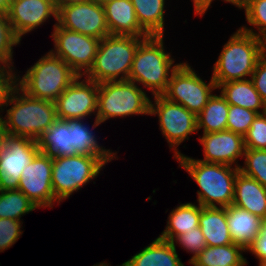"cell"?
I'll return each mask as SVG.
<instances>
[{"label":"cell","instance_id":"cell-25","mask_svg":"<svg viewBox=\"0 0 266 266\" xmlns=\"http://www.w3.org/2000/svg\"><path fill=\"white\" fill-rule=\"evenodd\" d=\"M83 121L84 119H70V145L74 146L79 154L97 156L105 164L114 158L116 160L117 152L100 146L95 132H92Z\"/></svg>","mask_w":266,"mask_h":266},{"label":"cell","instance_id":"cell-16","mask_svg":"<svg viewBox=\"0 0 266 266\" xmlns=\"http://www.w3.org/2000/svg\"><path fill=\"white\" fill-rule=\"evenodd\" d=\"M57 12L54 0H12L7 15L13 32L21 40L51 16L57 21Z\"/></svg>","mask_w":266,"mask_h":266},{"label":"cell","instance_id":"cell-46","mask_svg":"<svg viewBox=\"0 0 266 266\" xmlns=\"http://www.w3.org/2000/svg\"><path fill=\"white\" fill-rule=\"evenodd\" d=\"M93 1H95L96 3H98L101 6H104L105 4L112 2L114 0H93Z\"/></svg>","mask_w":266,"mask_h":266},{"label":"cell","instance_id":"cell-30","mask_svg":"<svg viewBox=\"0 0 266 266\" xmlns=\"http://www.w3.org/2000/svg\"><path fill=\"white\" fill-rule=\"evenodd\" d=\"M37 207L20 190H0V218H10L17 221L23 215L32 212Z\"/></svg>","mask_w":266,"mask_h":266},{"label":"cell","instance_id":"cell-4","mask_svg":"<svg viewBox=\"0 0 266 266\" xmlns=\"http://www.w3.org/2000/svg\"><path fill=\"white\" fill-rule=\"evenodd\" d=\"M8 106L11 107L6 109L4 122L9 136L37 140L57 119L55 102L31 97L19 87Z\"/></svg>","mask_w":266,"mask_h":266},{"label":"cell","instance_id":"cell-44","mask_svg":"<svg viewBox=\"0 0 266 266\" xmlns=\"http://www.w3.org/2000/svg\"><path fill=\"white\" fill-rule=\"evenodd\" d=\"M227 3H231L239 9H244L251 0H223Z\"/></svg>","mask_w":266,"mask_h":266},{"label":"cell","instance_id":"cell-43","mask_svg":"<svg viewBox=\"0 0 266 266\" xmlns=\"http://www.w3.org/2000/svg\"><path fill=\"white\" fill-rule=\"evenodd\" d=\"M86 1H89V0H54V3L58 10L62 6H67V5L76 4L79 2H86Z\"/></svg>","mask_w":266,"mask_h":266},{"label":"cell","instance_id":"cell-21","mask_svg":"<svg viewBox=\"0 0 266 266\" xmlns=\"http://www.w3.org/2000/svg\"><path fill=\"white\" fill-rule=\"evenodd\" d=\"M120 266H185L179 258L176 245L159 236L131 259Z\"/></svg>","mask_w":266,"mask_h":266},{"label":"cell","instance_id":"cell-19","mask_svg":"<svg viewBox=\"0 0 266 266\" xmlns=\"http://www.w3.org/2000/svg\"><path fill=\"white\" fill-rule=\"evenodd\" d=\"M232 205L266 220V188L239 171L235 179Z\"/></svg>","mask_w":266,"mask_h":266},{"label":"cell","instance_id":"cell-5","mask_svg":"<svg viewBox=\"0 0 266 266\" xmlns=\"http://www.w3.org/2000/svg\"><path fill=\"white\" fill-rule=\"evenodd\" d=\"M146 37L108 35L100 40L94 62L84 75L100 84L128 80L134 54Z\"/></svg>","mask_w":266,"mask_h":266},{"label":"cell","instance_id":"cell-47","mask_svg":"<svg viewBox=\"0 0 266 266\" xmlns=\"http://www.w3.org/2000/svg\"><path fill=\"white\" fill-rule=\"evenodd\" d=\"M93 266H109V264L105 263V262H102V263L95 264Z\"/></svg>","mask_w":266,"mask_h":266},{"label":"cell","instance_id":"cell-48","mask_svg":"<svg viewBox=\"0 0 266 266\" xmlns=\"http://www.w3.org/2000/svg\"><path fill=\"white\" fill-rule=\"evenodd\" d=\"M193 1V4H194V13H195V15H196V0H192Z\"/></svg>","mask_w":266,"mask_h":266},{"label":"cell","instance_id":"cell-12","mask_svg":"<svg viewBox=\"0 0 266 266\" xmlns=\"http://www.w3.org/2000/svg\"><path fill=\"white\" fill-rule=\"evenodd\" d=\"M56 23L67 30L100 40L110 35L104 8L93 0L60 7Z\"/></svg>","mask_w":266,"mask_h":266},{"label":"cell","instance_id":"cell-31","mask_svg":"<svg viewBox=\"0 0 266 266\" xmlns=\"http://www.w3.org/2000/svg\"><path fill=\"white\" fill-rule=\"evenodd\" d=\"M243 158L244 167L239 165V171L266 188V149L246 148Z\"/></svg>","mask_w":266,"mask_h":266},{"label":"cell","instance_id":"cell-18","mask_svg":"<svg viewBox=\"0 0 266 266\" xmlns=\"http://www.w3.org/2000/svg\"><path fill=\"white\" fill-rule=\"evenodd\" d=\"M110 35L150 36L139 24L131 0H114L103 6Z\"/></svg>","mask_w":266,"mask_h":266},{"label":"cell","instance_id":"cell-26","mask_svg":"<svg viewBox=\"0 0 266 266\" xmlns=\"http://www.w3.org/2000/svg\"><path fill=\"white\" fill-rule=\"evenodd\" d=\"M246 250L232 243L220 246H206L189 264L193 266H245L247 260L243 256Z\"/></svg>","mask_w":266,"mask_h":266},{"label":"cell","instance_id":"cell-33","mask_svg":"<svg viewBox=\"0 0 266 266\" xmlns=\"http://www.w3.org/2000/svg\"><path fill=\"white\" fill-rule=\"evenodd\" d=\"M20 41L13 32L7 12L0 10V64L13 65V46L18 45Z\"/></svg>","mask_w":266,"mask_h":266},{"label":"cell","instance_id":"cell-3","mask_svg":"<svg viewBox=\"0 0 266 266\" xmlns=\"http://www.w3.org/2000/svg\"><path fill=\"white\" fill-rule=\"evenodd\" d=\"M222 49L213 66L212 78L216 86L251 77L258 60L266 52L264 40L240 28L231 35Z\"/></svg>","mask_w":266,"mask_h":266},{"label":"cell","instance_id":"cell-2","mask_svg":"<svg viewBox=\"0 0 266 266\" xmlns=\"http://www.w3.org/2000/svg\"><path fill=\"white\" fill-rule=\"evenodd\" d=\"M163 38V35H150L140 42L128 78L148 88L153 96L166 91L172 73L181 64L174 65V59L164 49Z\"/></svg>","mask_w":266,"mask_h":266},{"label":"cell","instance_id":"cell-37","mask_svg":"<svg viewBox=\"0 0 266 266\" xmlns=\"http://www.w3.org/2000/svg\"><path fill=\"white\" fill-rule=\"evenodd\" d=\"M13 66L0 64V112L8 104L10 97L18 87V76Z\"/></svg>","mask_w":266,"mask_h":266},{"label":"cell","instance_id":"cell-42","mask_svg":"<svg viewBox=\"0 0 266 266\" xmlns=\"http://www.w3.org/2000/svg\"><path fill=\"white\" fill-rule=\"evenodd\" d=\"M213 0H196V15L203 16Z\"/></svg>","mask_w":266,"mask_h":266},{"label":"cell","instance_id":"cell-41","mask_svg":"<svg viewBox=\"0 0 266 266\" xmlns=\"http://www.w3.org/2000/svg\"><path fill=\"white\" fill-rule=\"evenodd\" d=\"M8 132L5 126L4 118L0 115V152L5 147L6 139L8 137Z\"/></svg>","mask_w":266,"mask_h":266},{"label":"cell","instance_id":"cell-11","mask_svg":"<svg viewBox=\"0 0 266 266\" xmlns=\"http://www.w3.org/2000/svg\"><path fill=\"white\" fill-rule=\"evenodd\" d=\"M53 29L54 49L50 51L83 77L93 65L100 39L67 30L57 23Z\"/></svg>","mask_w":266,"mask_h":266},{"label":"cell","instance_id":"cell-14","mask_svg":"<svg viewBox=\"0 0 266 266\" xmlns=\"http://www.w3.org/2000/svg\"><path fill=\"white\" fill-rule=\"evenodd\" d=\"M39 152L36 140L8 136L0 152V190H17L22 170Z\"/></svg>","mask_w":266,"mask_h":266},{"label":"cell","instance_id":"cell-27","mask_svg":"<svg viewBox=\"0 0 266 266\" xmlns=\"http://www.w3.org/2000/svg\"><path fill=\"white\" fill-rule=\"evenodd\" d=\"M200 213L199 203L180 204L170 212L167 226L159 237L172 242L178 235L195 229L199 226Z\"/></svg>","mask_w":266,"mask_h":266},{"label":"cell","instance_id":"cell-10","mask_svg":"<svg viewBox=\"0 0 266 266\" xmlns=\"http://www.w3.org/2000/svg\"><path fill=\"white\" fill-rule=\"evenodd\" d=\"M150 101L149 115H158L159 128L165 136L169 147L174 150L175 159L182 155L177 147L189 139L188 135L196 133L197 116L178 103L167 100L162 95L154 96Z\"/></svg>","mask_w":266,"mask_h":266},{"label":"cell","instance_id":"cell-24","mask_svg":"<svg viewBox=\"0 0 266 266\" xmlns=\"http://www.w3.org/2000/svg\"><path fill=\"white\" fill-rule=\"evenodd\" d=\"M199 227L205 236L207 246L232 244L224 207H202Z\"/></svg>","mask_w":266,"mask_h":266},{"label":"cell","instance_id":"cell-39","mask_svg":"<svg viewBox=\"0 0 266 266\" xmlns=\"http://www.w3.org/2000/svg\"><path fill=\"white\" fill-rule=\"evenodd\" d=\"M250 78L255 89L260 94L263 102L266 104V52L258 60L255 70Z\"/></svg>","mask_w":266,"mask_h":266},{"label":"cell","instance_id":"cell-1","mask_svg":"<svg viewBox=\"0 0 266 266\" xmlns=\"http://www.w3.org/2000/svg\"><path fill=\"white\" fill-rule=\"evenodd\" d=\"M176 160L179 166L193 178L201 190H197V202L202 207H228L234 200L235 179L239 168L221 163H207L182 154ZM234 167V168H232Z\"/></svg>","mask_w":266,"mask_h":266},{"label":"cell","instance_id":"cell-34","mask_svg":"<svg viewBox=\"0 0 266 266\" xmlns=\"http://www.w3.org/2000/svg\"><path fill=\"white\" fill-rule=\"evenodd\" d=\"M258 114L255 111L229 104L226 130L244 136Z\"/></svg>","mask_w":266,"mask_h":266},{"label":"cell","instance_id":"cell-38","mask_svg":"<svg viewBox=\"0 0 266 266\" xmlns=\"http://www.w3.org/2000/svg\"><path fill=\"white\" fill-rule=\"evenodd\" d=\"M22 222L10 218H0V252L7 250L18 241L23 234Z\"/></svg>","mask_w":266,"mask_h":266},{"label":"cell","instance_id":"cell-22","mask_svg":"<svg viewBox=\"0 0 266 266\" xmlns=\"http://www.w3.org/2000/svg\"><path fill=\"white\" fill-rule=\"evenodd\" d=\"M36 141L38 149L53 158L79 154L70 145V120L57 118Z\"/></svg>","mask_w":266,"mask_h":266},{"label":"cell","instance_id":"cell-15","mask_svg":"<svg viewBox=\"0 0 266 266\" xmlns=\"http://www.w3.org/2000/svg\"><path fill=\"white\" fill-rule=\"evenodd\" d=\"M78 76L57 98L58 119H85L92 113L97 115L98 83Z\"/></svg>","mask_w":266,"mask_h":266},{"label":"cell","instance_id":"cell-9","mask_svg":"<svg viewBox=\"0 0 266 266\" xmlns=\"http://www.w3.org/2000/svg\"><path fill=\"white\" fill-rule=\"evenodd\" d=\"M216 89L213 78L206 83L188 63L184 62L172 73L162 96L171 102L181 104L197 116L213 95L212 91Z\"/></svg>","mask_w":266,"mask_h":266},{"label":"cell","instance_id":"cell-28","mask_svg":"<svg viewBox=\"0 0 266 266\" xmlns=\"http://www.w3.org/2000/svg\"><path fill=\"white\" fill-rule=\"evenodd\" d=\"M229 103L221 95H212L203 110L197 115V130L212 133L226 130Z\"/></svg>","mask_w":266,"mask_h":266},{"label":"cell","instance_id":"cell-29","mask_svg":"<svg viewBox=\"0 0 266 266\" xmlns=\"http://www.w3.org/2000/svg\"><path fill=\"white\" fill-rule=\"evenodd\" d=\"M140 26L149 35L164 36L165 0H131Z\"/></svg>","mask_w":266,"mask_h":266},{"label":"cell","instance_id":"cell-45","mask_svg":"<svg viewBox=\"0 0 266 266\" xmlns=\"http://www.w3.org/2000/svg\"><path fill=\"white\" fill-rule=\"evenodd\" d=\"M12 0H0V10L6 11L9 9Z\"/></svg>","mask_w":266,"mask_h":266},{"label":"cell","instance_id":"cell-40","mask_svg":"<svg viewBox=\"0 0 266 266\" xmlns=\"http://www.w3.org/2000/svg\"><path fill=\"white\" fill-rule=\"evenodd\" d=\"M259 260V266H266V220H263L260 234L252 244L246 249Z\"/></svg>","mask_w":266,"mask_h":266},{"label":"cell","instance_id":"cell-23","mask_svg":"<svg viewBox=\"0 0 266 266\" xmlns=\"http://www.w3.org/2000/svg\"><path fill=\"white\" fill-rule=\"evenodd\" d=\"M217 89H221V95L230 105L240 106L259 114L266 112V104L251 79L228 81L218 85Z\"/></svg>","mask_w":266,"mask_h":266},{"label":"cell","instance_id":"cell-35","mask_svg":"<svg viewBox=\"0 0 266 266\" xmlns=\"http://www.w3.org/2000/svg\"><path fill=\"white\" fill-rule=\"evenodd\" d=\"M245 148L266 149V112L258 114L244 135Z\"/></svg>","mask_w":266,"mask_h":266},{"label":"cell","instance_id":"cell-13","mask_svg":"<svg viewBox=\"0 0 266 266\" xmlns=\"http://www.w3.org/2000/svg\"><path fill=\"white\" fill-rule=\"evenodd\" d=\"M53 157L41 151L22 170L18 190L22 191L38 209L53 208L55 199L52 188Z\"/></svg>","mask_w":266,"mask_h":266},{"label":"cell","instance_id":"cell-32","mask_svg":"<svg viewBox=\"0 0 266 266\" xmlns=\"http://www.w3.org/2000/svg\"><path fill=\"white\" fill-rule=\"evenodd\" d=\"M244 9L246 21L257 28L258 32L247 26H242L240 29L266 41V0H251Z\"/></svg>","mask_w":266,"mask_h":266},{"label":"cell","instance_id":"cell-6","mask_svg":"<svg viewBox=\"0 0 266 266\" xmlns=\"http://www.w3.org/2000/svg\"><path fill=\"white\" fill-rule=\"evenodd\" d=\"M79 75L51 51L42 56L20 78L18 87L27 95L55 102Z\"/></svg>","mask_w":266,"mask_h":266},{"label":"cell","instance_id":"cell-8","mask_svg":"<svg viewBox=\"0 0 266 266\" xmlns=\"http://www.w3.org/2000/svg\"><path fill=\"white\" fill-rule=\"evenodd\" d=\"M105 163L97 156L74 155L53 158L52 188L60 203L96 179Z\"/></svg>","mask_w":266,"mask_h":266},{"label":"cell","instance_id":"cell-7","mask_svg":"<svg viewBox=\"0 0 266 266\" xmlns=\"http://www.w3.org/2000/svg\"><path fill=\"white\" fill-rule=\"evenodd\" d=\"M150 98L130 80L98 84L97 115L92 129L110 118L149 115Z\"/></svg>","mask_w":266,"mask_h":266},{"label":"cell","instance_id":"cell-17","mask_svg":"<svg viewBox=\"0 0 266 266\" xmlns=\"http://www.w3.org/2000/svg\"><path fill=\"white\" fill-rule=\"evenodd\" d=\"M199 141L204 148V159L200 161L230 166L236 163L235 167L239 168L236 161L239 157L242 158L245 153L244 136L224 130L203 133L202 137H199Z\"/></svg>","mask_w":266,"mask_h":266},{"label":"cell","instance_id":"cell-36","mask_svg":"<svg viewBox=\"0 0 266 266\" xmlns=\"http://www.w3.org/2000/svg\"><path fill=\"white\" fill-rule=\"evenodd\" d=\"M173 244L178 243L187 252L193 253L188 263L194 259L207 245L205 236L202 234L201 228L198 226L193 230L178 235L173 241Z\"/></svg>","mask_w":266,"mask_h":266},{"label":"cell","instance_id":"cell-20","mask_svg":"<svg viewBox=\"0 0 266 266\" xmlns=\"http://www.w3.org/2000/svg\"><path fill=\"white\" fill-rule=\"evenodd\" d=\"M226 218L231 240L246 250L260 234L263 220L234 205L226 207Z\"/></svg>","mask_w":266,"mask_h":266}]
</instances>
